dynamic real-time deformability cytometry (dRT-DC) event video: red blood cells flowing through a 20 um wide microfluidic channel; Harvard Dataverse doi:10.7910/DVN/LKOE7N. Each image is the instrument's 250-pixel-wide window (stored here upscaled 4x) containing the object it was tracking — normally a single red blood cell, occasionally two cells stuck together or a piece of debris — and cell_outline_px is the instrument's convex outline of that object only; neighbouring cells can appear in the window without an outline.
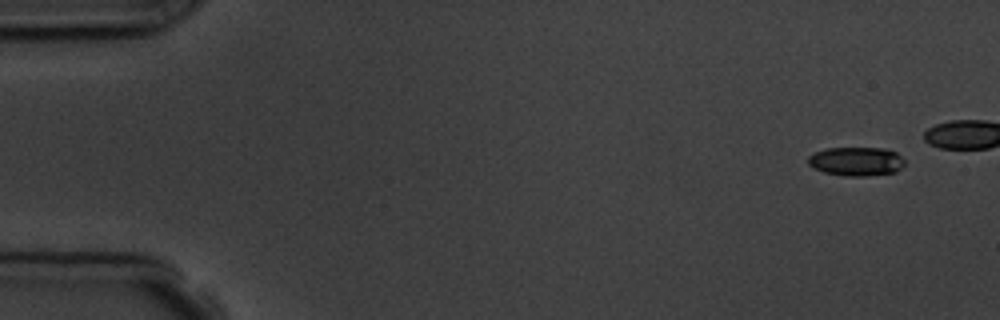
{"species": "common noctule bat (a hibernating species)", "species_latin": "Nyctalus noctula", "temperature_condition": "room temperature", "stored_images_in_passage": 7, "camera_frame_rate_fps": 3000, "um_per_image_px": 0.085, "animal": {"sex": "male", "body_mass_g": 19.5, "forearm_length_mm": 54.6}, "frame": {"image": 1, "passage_image": 1, "time_ms": 0.0, "image_size_px": [1000, 320], "cell_outline_px": [[904, 164], [896, 172], [868, 176], [844, 176], [824, 172], [812, 168], [808, 164], [808, 156], [816, 152], [828, 148], [884, 148], [896, 152], [904, 160]], "centroid_in_image_um": [72.77, 13.72], "position_along_channel_um": 12.2, "area_um2": 16.3}}